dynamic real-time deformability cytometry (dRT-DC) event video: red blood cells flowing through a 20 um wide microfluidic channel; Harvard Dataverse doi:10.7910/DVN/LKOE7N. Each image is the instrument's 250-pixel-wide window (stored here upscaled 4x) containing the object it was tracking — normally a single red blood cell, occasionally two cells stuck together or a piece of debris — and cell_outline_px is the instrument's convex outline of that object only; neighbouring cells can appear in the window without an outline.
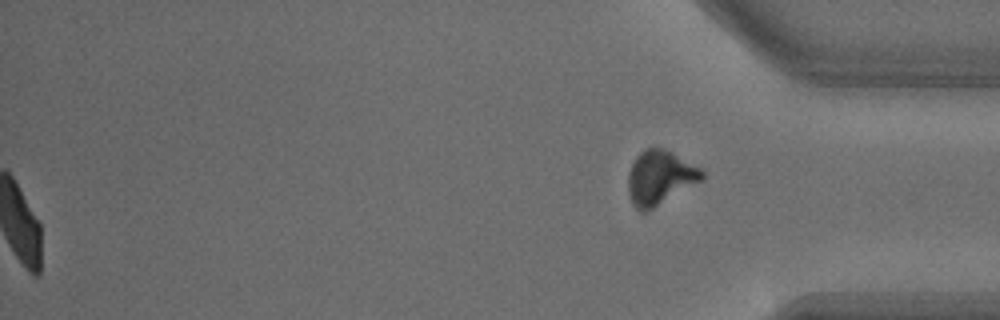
{"species": "common noctule bat (a hibernating species)", "species_latin": "Nyctalus noctula", "temperature_condition": "warm", "stored_images_in_passage": 31, "segment_of_instrument_passage": [2, 2], "camera_frame_rate_fps": 3000, "um_per_image_px": 0.085, "animal": {"sex": "male", "body_mass_g": 18.8}, "frame": {"image": 1, "passage_image": 31, "time_ms": 10.0, "image_size_px": [1000, 320], "cell_outline_px": [[704, 180], [652, 208], [644, 212], [640, 212], [632, 204], [628, 192], [628, 172], [636, 156], [644, 148], [652, 144], [672, 152], [700, 168], [704, 172]], "centroid_in_image_um": [56.08, 15.06], "position_along_channel_um": 379.1, "area_um2": 23.52}}